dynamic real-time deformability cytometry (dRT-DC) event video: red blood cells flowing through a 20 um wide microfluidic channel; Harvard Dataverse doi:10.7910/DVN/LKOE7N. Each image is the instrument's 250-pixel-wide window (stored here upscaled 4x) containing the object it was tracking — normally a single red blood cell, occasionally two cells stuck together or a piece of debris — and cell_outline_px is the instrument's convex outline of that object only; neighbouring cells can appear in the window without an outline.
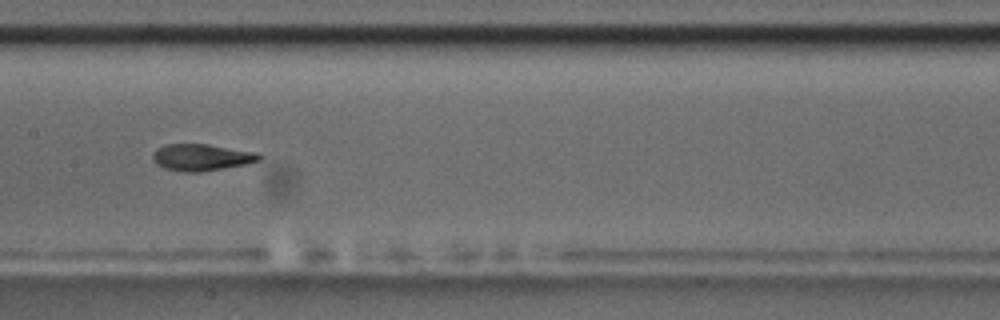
{"species": "common noctule bat (a hibernating species)", "species_latin": "Nyctalus noctula", "temperature_condition": "room temperature", "stored_images_in_passage": 9, "camera_frame_rate_fps": 3000, "um_per_image_px": 0.085, "animal": {"sex": "male", "body_mass_g": 17.5, "forearm_length_mm": 52.3}, "frame": {"image": 1, "passage_image": 8, "time_ms": 9.0, "image_size_px": [1000, 320], "cell_outline_px": [[264, 156], [260, 160], [244, 164], [224, 168], [200, 172], [184, 172], [164, 168], [156, 164], [152, 160], [152, 152], [156, 148], [164, 144], [208, 144], [256, 152]], "centroid_in_image_um": [17.09, 13.37], "position_along_channel_um": 190.3, "area_um2": 16.7}}